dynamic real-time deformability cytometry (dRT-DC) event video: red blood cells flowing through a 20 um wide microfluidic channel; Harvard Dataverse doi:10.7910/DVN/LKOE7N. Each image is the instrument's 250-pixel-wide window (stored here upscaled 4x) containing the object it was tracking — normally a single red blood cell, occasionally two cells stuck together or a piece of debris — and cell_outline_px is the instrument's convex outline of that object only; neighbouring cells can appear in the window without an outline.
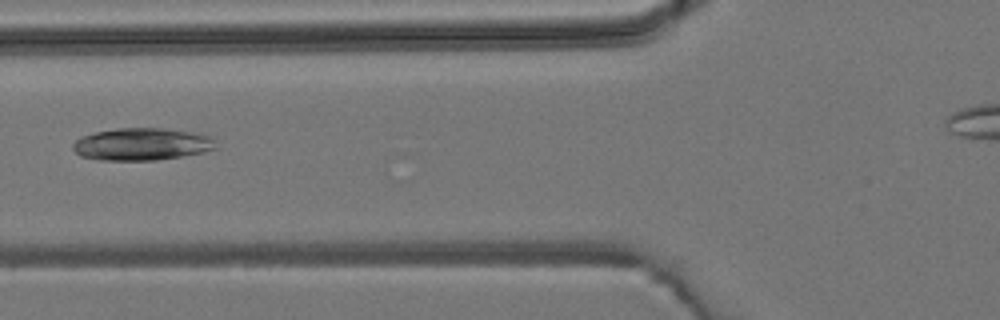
{"species": "common noctule bat (a hibernating species)", "species_latin": "Nyctalus noctula", "temperature_condition": "room temperature", "stored_images_in_passage": 2, "camera_frame_rate_fps": 3000, "um_per_image_px": 0.085, "animal": {"sex": "male", "body_mass_g": 19.2, "forearm_length_mm": 51.8}, "frame": {"image": 1, "passage_image": 2, "time_ms": 1.0, "image_size_px": [1000, 320], "cell_outline_px": [[216, 148], [200, 152], [180, 156], [156, 160], [100, 160], [80, 156], [72, 148], [72, 144], [80, 136], [96, 132], [116, 128], [164, 128], [192, 132], [208, 136], [216, 140]], "centroid_in_image_um": [12.01, 12.25], "position_along_channel_um": 113.8, "area_um2": 26.82}}